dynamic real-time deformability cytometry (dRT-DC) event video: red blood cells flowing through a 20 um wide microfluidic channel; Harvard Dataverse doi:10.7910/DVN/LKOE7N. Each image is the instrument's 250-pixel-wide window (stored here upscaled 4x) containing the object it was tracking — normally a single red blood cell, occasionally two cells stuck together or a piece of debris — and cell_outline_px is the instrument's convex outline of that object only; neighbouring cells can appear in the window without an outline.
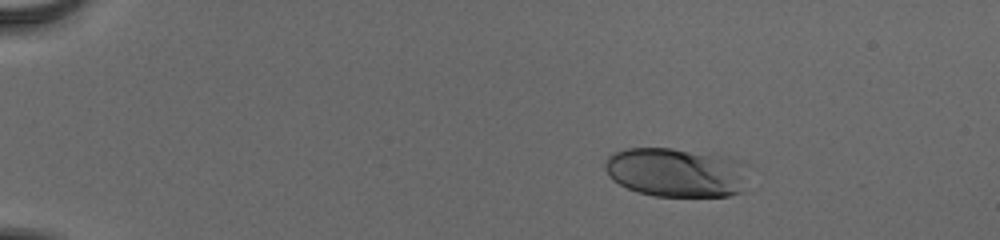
{"species": "human", "species_latin": "Homo sapiens", "temperature_condition": "cold", "stored_images_in_passage": 46, "camera_frame_rate_fps": 3000, "um_per_image_px": 0.085, "donor": {"sex": "male"}, "frame": {"image": 1, "passage_image": 1, "time_ms": 0.0, "image_size_px": [1000, 240], "cell_outline_px": [[740, 192], [728, 196], [656, 196], [636, 192], [612, 180], [608, 176], [604, 168], [604, 160], [608, 156], [624, 148], [672, 148], [712, 156], [728, 160]], "centroid_in_image_um": [57.05, 14.67], "position_along_channel_um": 27.9, "area_um2": 38.26}}
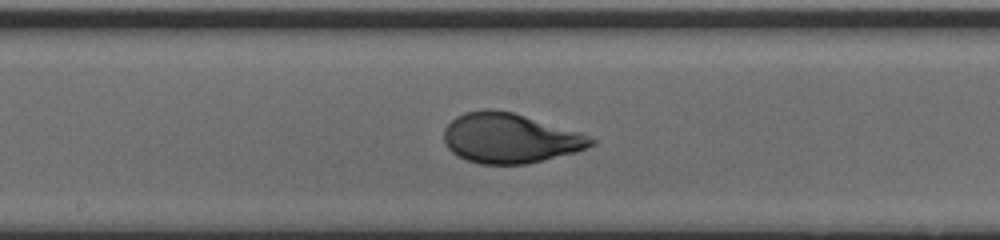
{"frame": {"image": 2, "passage_image": 23, "time_ms": 7.333, "image_size_px": [1000, 240], "cell_outline_px": [[596, 144], [576, 152], [528, 164], [480, 164], [464, 160], [456, 156], [444, 144], [444, 128], [456, 116], [464, 112], [484, 108], [488, 108], [512, 112], [580, 132], [596, 140]], "centroid_in_image_um": [43.31, 11.75], "position_along_channel_um": 204.9, "area_um2": 43.0}}
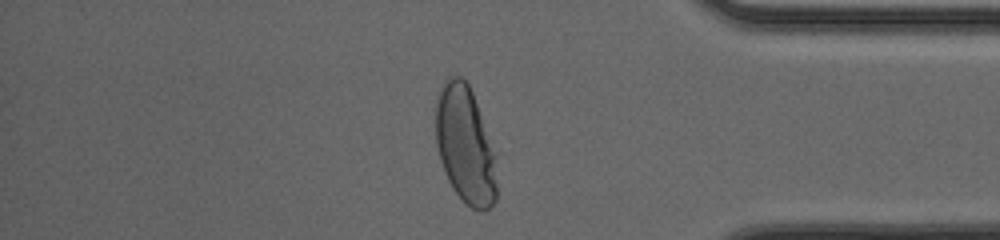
{"frame": {"image": 3, "passage_image": 39, "time_ms": 12.667, "image_size_px": [1000, 240], "cell_outline_px": [[500, 152], [496, 200], [488, 208], [480, 212], [472, 208], [452, 188], [444, 172], [440, 160], [436, 144], [436, 100], [444, 80], [448, 76], [460, 76], [468, 84], [472, 92]], "centroid_in_image_um": [39.63, 12.32], "position_along_channel_um": 395.6, "area_um2": 43.47}, "authors_computed_cell_mechanics": {"area_um2": 42.5408, "velocity_mm_per_s": 3.8641, "shape_relaxation_time_tau1_ms": 3.3694, "shape_relaxation_time_tau2_ms": null, "deformation_change_tau1": 0.1895, "deformation_change_tau2": null}}